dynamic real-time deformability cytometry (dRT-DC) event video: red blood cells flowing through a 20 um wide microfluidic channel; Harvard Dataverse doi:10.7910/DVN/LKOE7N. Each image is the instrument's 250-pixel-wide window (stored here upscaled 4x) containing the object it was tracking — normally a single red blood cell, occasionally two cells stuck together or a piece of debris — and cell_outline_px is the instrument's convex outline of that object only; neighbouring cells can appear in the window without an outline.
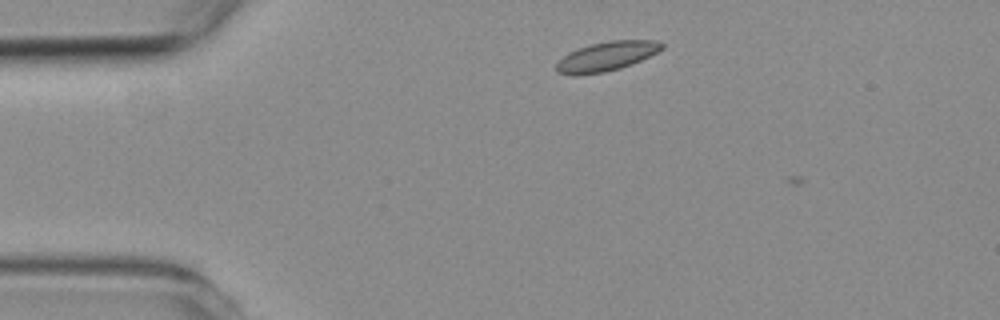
{"species": "common noctule bat (a hibernating species)", "species_latin": "Nyctalus noctula", "temperature_condition": "room temperature", "stored_images_in_passage": 2, "camera_frame_rate_fps": 3000, "um_per_image_px": 0.085, "animal": {"sex": "female", "body_mass_g": 19.3, "forearm_length_mm": 54.1}, "frame": {"image": 1, "passage_image": 1, "time_ms": 0.0, "image_size_px": [1000, 320], "cell_outline_px": [[664, 48], [632, 64], [620, 68], [604, 72], [572, 76], [556, 72], [556, 64], [568, 52], [592, 44], [608, 40], [656, 40], [664, 44]], "centroid_in_image_um": [51.54, 4.79], "position_along_channel_um": 33.5, "area_um2": 17.92}}